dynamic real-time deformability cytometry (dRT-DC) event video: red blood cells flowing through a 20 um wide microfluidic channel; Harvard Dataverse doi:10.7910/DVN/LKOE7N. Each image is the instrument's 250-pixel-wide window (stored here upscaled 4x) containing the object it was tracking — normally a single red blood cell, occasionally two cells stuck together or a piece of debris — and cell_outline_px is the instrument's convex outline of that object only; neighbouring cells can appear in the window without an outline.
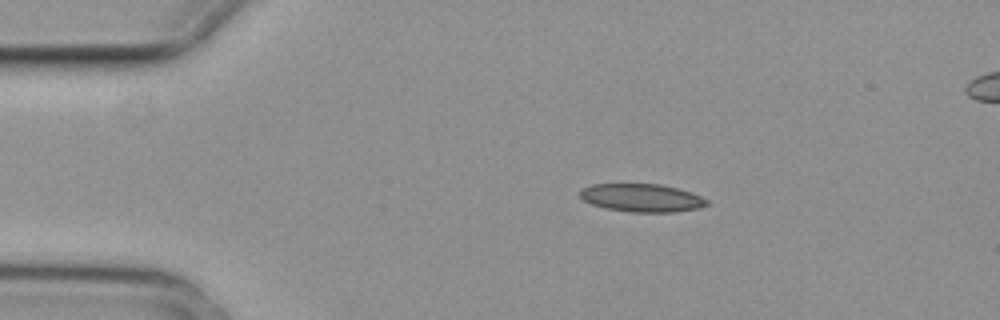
{"species": "common noctule bat (a hibernating species)", "species_latin": "Nyctalus noctula", "temperature_condition": "cold", "stored_images_in_passage": 5, "camera_frame_rate_fps": 3000, "um_per_image_px": 0.085, "animal": {"sex": "female", "body_mass_g": 29.2, "forearm_length_mm": 56.3}, "frame": {"image": 1, "passage_image": 2, "time_ms": 0.333, "image_size_px": [1000, 320], "cell_outline_px": [[708, 204], [700, 208], [676, 212], [628, 212], [604, 208], [592, 204], [584, 200], [580, 196], [580, 192], [584, 188], [592, 184], [660, 184], [680, 188], [692, 192], [708, 200]], "centroid_in_image_um": [54.59, 16.82], "position_along_channel_um": 30.4, "area_um2": 20.87}}
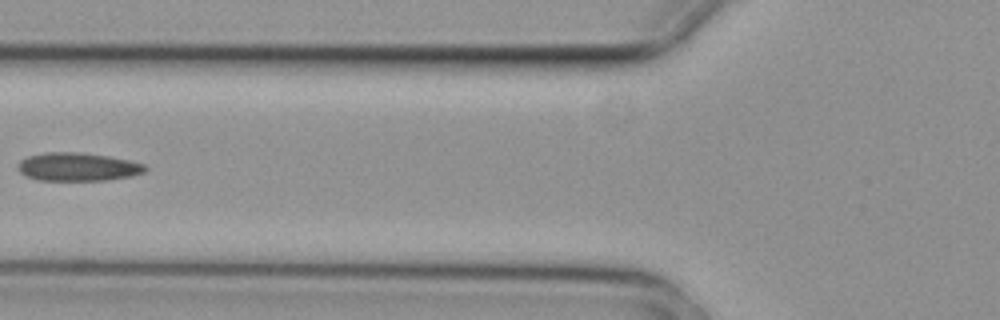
{"frame": {"image": 2, "passage_image": 5, "time_ms": 1.333, "image_size_px": [1000, 320], "cell_outline_px": [[148, 168], [144, 172], [132, 176], [108, 180], [36, 180], [20, 172], [16, 168], [20, 160], [28, 156], [44, 152], [76, 152], [108, 156], [128, 160], [144, 164]], "centroid_in_image_um": [6.6, 14.18], "position_along_channel_um": 119.2, "area_um2": 20.98}}